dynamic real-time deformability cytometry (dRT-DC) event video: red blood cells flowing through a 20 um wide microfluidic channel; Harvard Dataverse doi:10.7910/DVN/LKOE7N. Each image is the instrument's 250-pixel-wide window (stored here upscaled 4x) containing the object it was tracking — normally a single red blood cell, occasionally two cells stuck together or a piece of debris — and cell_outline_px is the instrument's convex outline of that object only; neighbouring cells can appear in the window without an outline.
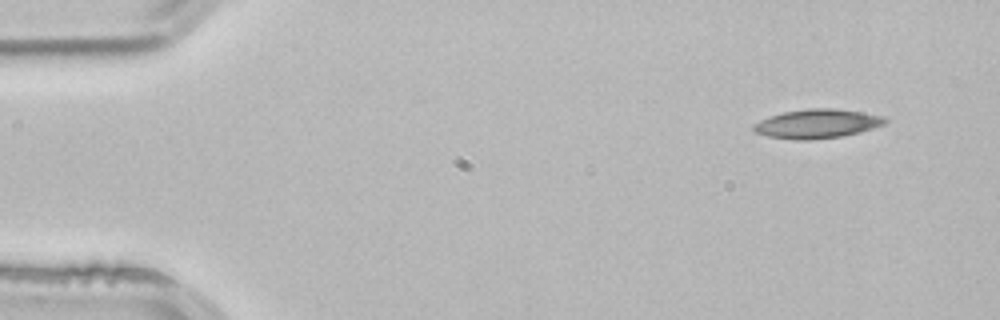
{"species": "common noctule bat (a hibernating species)", "species_latin": "Nyctalus noctula", "temperature_condition": "room temperature", "stored_images_in_passage": 3, "camera_frame_rate_fps": 3000, "um_per_image_px": 0.085, "animal": {"sex": "male", "body_mass_g": 21.5, "forearm_length_mm": 52.0}, "frame": {"image": 1, "passage_image": 1, "time_ms": 0.0, "image_size_px": [1000, 320], "cell_outline_px": [[888, 120], [884, 124], [860, 132], [840, 136], [808, 140], [796, 140], [768, 136], [756, 132], [752, 128], [752, 124], [760, 120], [784, 112], [808, 108], [832, 108], [860, 112], [884, 116]], "centroid_in_image_um": [69.45, 10.51], "position_along_channel_um": 15.6, "area_um2": 22.02}}